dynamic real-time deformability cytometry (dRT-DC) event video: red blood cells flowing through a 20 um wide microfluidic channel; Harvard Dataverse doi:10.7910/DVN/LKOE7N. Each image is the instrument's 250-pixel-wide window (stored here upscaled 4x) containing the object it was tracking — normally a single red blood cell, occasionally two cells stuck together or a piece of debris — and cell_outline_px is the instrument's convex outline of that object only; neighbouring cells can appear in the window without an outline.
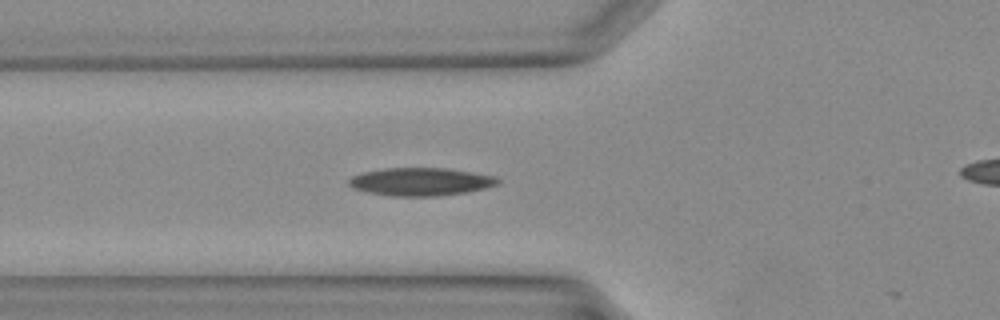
{"species": "Egyptian fruit bat (a non-hibernating species)", "species_latin": "Rousettus aegyptiacus", "temperature_condition": "warm", "stored_images_in_passage": 21, "camera_frame_rate_fps": 3000, "um_per_image_px": 0.085, "animal": {"sex": "female"}, "frame": {"image": 1, "passage_image": 15, "time_ms": 4.667, "image_size_px": [1000, 320], "cell_outline_px": [[500, 180], [496, 184], [484, 188], [464, 192], [436, 196], [392, 196], [368, 192], [352, 188], [348, 184], [348, 180], [352, 176], [364, 172], [384, 168], [448, 168], [472, 172], [492, 176]], "centroid_in_image_um": [35.7, 15.44], "position_along_channel_um": 90.1, "area_um2": 23.99}}